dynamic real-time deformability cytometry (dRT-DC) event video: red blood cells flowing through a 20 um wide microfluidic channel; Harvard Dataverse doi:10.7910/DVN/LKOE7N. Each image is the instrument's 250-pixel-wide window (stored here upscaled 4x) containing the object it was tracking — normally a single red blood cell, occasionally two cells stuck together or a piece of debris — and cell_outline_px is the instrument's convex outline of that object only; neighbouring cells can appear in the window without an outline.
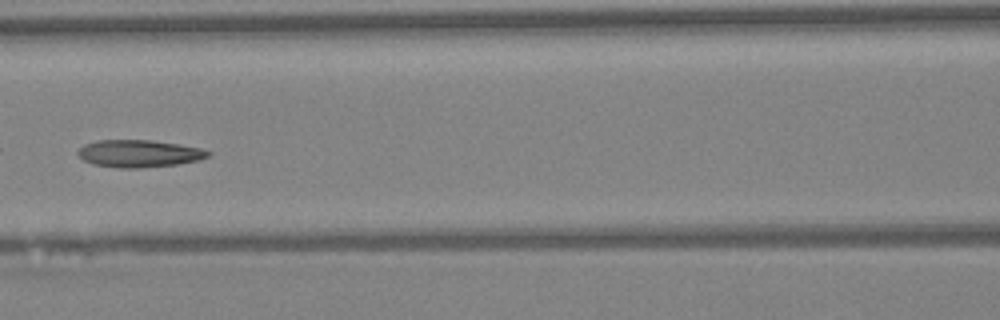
{"species": "Egyptian fruit bat (a non-hibernating species)", "species_latin": "Rousettus aegyptiacus", "temperature_condition": "warm", "stored_images_in_passage": 47, "camera_frame_rate_fps": 3000, "um_per_image_px": 0.085, "animal": {"sex": "female"}, "frame": {"image": 1, "passage_image": 21, "time_ms": 6.667, "image_size_px": [1000, 320], "cell_outline_px": [[212, 152], [208, 156], [200, 160], [176, 164], [140, 168], [120, 168], [92, 164], [84, 160], [76, 152], [84, 144], [96, 140], [148, 140], [180, 144], [200, 148]], "centroid_in_image_um": [11.81, 13.05], "position_along_channel_um": 154.8, "area_um2": 20.69}}
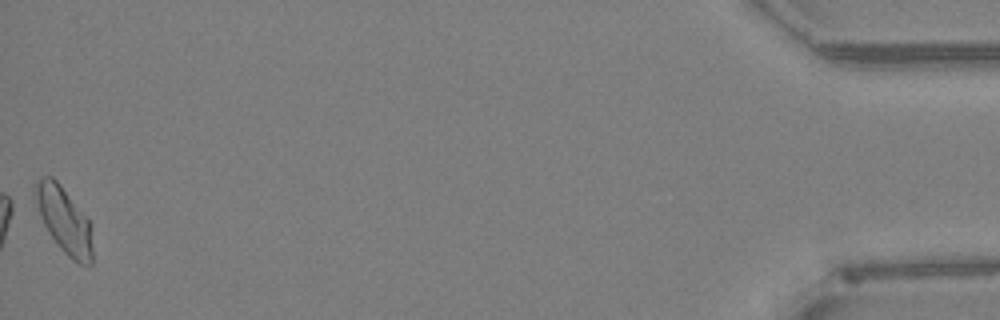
{"frame": {"image": 2, "passage_image": 47, "time_ms": 15.333, "image_size_px": [1000, 320], "cell_outline_px": [[92, 264], [80, 264], [72, 260], [60, 248], [48, 232], [40, 216], [32, 192], [32, 184], [36, 180], [44, 176], [52, 176], [60, 184], [92, 224]], "centroid_in_image_um": [5.43, 18.68], "position_along_channel_um": 429.8, "area_um2": 22.31}, "authors_computed_cell_mechanics": {"area_um2": 21.0392, "velocity_mm_per_s": 4.29, "shape_relaxation_time_tau1_ms": null, "shape_relaxation_time_tau2_ms": 9.4318, "deformation_change_tau1": null, "deformation_change_tau2": 0.2082}}